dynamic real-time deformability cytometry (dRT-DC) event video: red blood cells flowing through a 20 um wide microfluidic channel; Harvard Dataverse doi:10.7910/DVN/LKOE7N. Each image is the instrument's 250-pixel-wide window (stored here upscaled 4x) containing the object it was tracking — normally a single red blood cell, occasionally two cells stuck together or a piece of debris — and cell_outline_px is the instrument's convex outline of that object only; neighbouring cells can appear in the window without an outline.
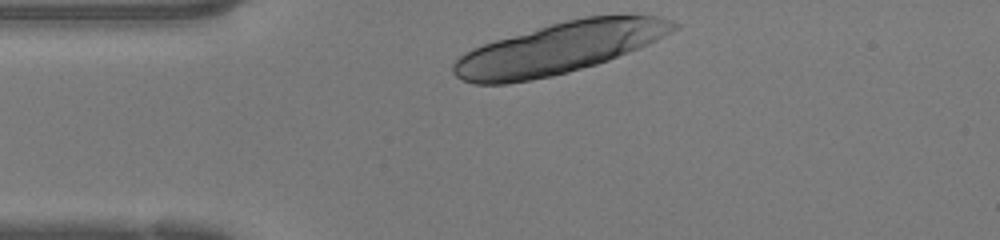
{"species": "human", "species_latin": "Homo sapiens", "temperature_condition": "warm", "stored_images_in_passage": 30, "camera_frame_rate_fps": 3000, "um_per_image_px": 0.085, "donor": {"sex": "female"}, "frame": {"image": 1, "passage_image": 1, "time_ms": 0.0, "image_size_px": [1000, 240], "cell_outline_px": [[680, 24], [672, 32], [648, 44], [608, 60], [596, 64], [568, 72], [552, 76], [508, 84], [472, 84], [456, 76], [452, 72], [452, 64], [464, 52], [472, 48], [496, 40], [552, 24], [584, 16], [656, 16], [672, 20]], "centroid_in_image_um": [47.5, 4.11], "position_along_channel_um": 37.5, "area_um2": 64.79}}